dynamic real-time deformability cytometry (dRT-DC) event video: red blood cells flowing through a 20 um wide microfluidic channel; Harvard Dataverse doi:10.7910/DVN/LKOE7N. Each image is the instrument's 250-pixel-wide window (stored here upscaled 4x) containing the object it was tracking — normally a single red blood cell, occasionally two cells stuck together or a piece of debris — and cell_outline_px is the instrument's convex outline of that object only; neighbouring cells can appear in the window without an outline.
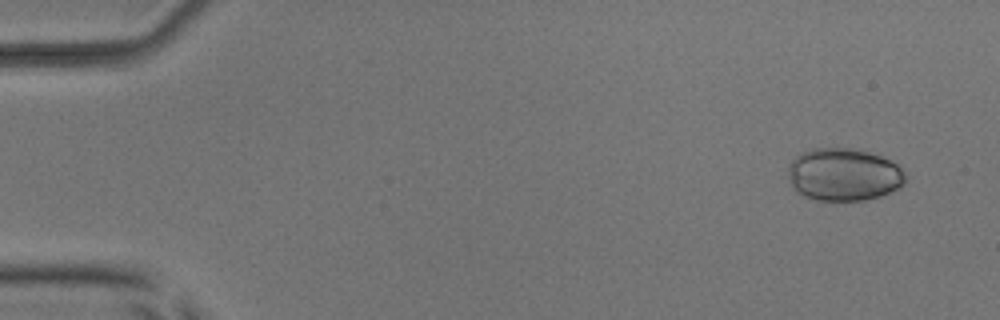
{"species": "common noctule bat (a hibernating species)", "species_latin": "Nyctalus noctula", "temperature_condition": "room temperature", "stored_images_in_passage": 4, "camera_frame_rate_fps": 3000, "um_per_image_px": 0.085, "animal": {"sex": "male", "body_mass_g": 17.9, "forearm_length_mm": 54.2}, "frame": {"image": 1, "passage_image": 1, "time_ms": 0.0, "image_size_px": [1000, 320], "cell_outline_px": [[904, 184], [900, 188], [880, 196], [864, 200], [816, 200], [804, 196], [796, 192], [792, 188], [788, 180], [788, 164], [800, 152], [812, 148], [848, 148], [868, 152], [880, 156], [896, 164], [900, 168], [904, 176]], "centroid_in_image_um": [71.65, 14.84], "position_along_channel_um": 13.3, "area_um2": 36.07}}
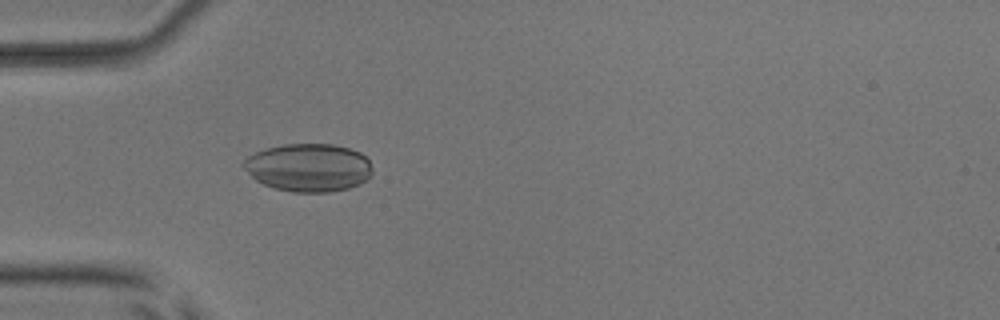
{"frame": {"image": 2, "passage_image": 4, "time_ms": 4.333, "image_size_px": [1000, 320], "cell_outline_px": [[372, 172], [360, 184], [348, 188], [328, 192], [292, 192], [276, 188], [264, 184], [256, 180], [240, 164], [248, 156], [256, 152], [268, 148], [284, 144], [332, 144], [348, 148], [360, 152], [368, 160], [372, 168]], "centroid_in_image_um": [26.22, 14.24], "position_along_channel_um": 58.8, "area_um2": 35.84}}